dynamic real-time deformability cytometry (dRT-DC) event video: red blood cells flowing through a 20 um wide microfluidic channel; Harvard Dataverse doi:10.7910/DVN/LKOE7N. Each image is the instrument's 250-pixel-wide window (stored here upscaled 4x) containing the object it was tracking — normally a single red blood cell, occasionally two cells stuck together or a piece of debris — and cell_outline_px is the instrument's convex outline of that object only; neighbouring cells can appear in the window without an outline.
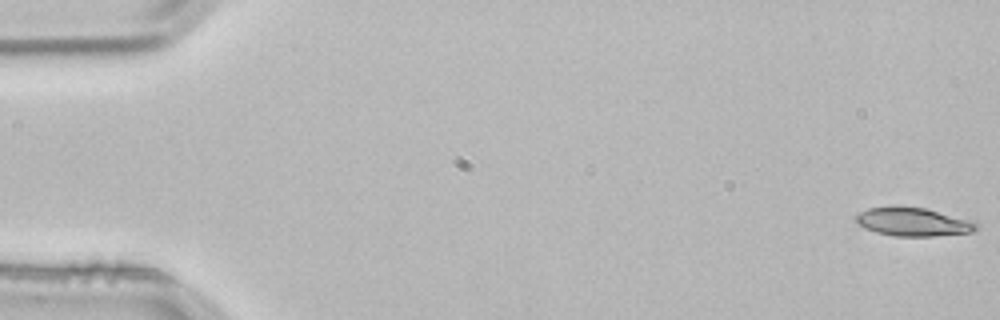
{"species": "common noctule bat (a hibernating species)", "species_latin": "Nyctalus noctula", "temperature_condition": "room temperature", "stored_images_in_passage": 4, "camera_frame_rate_fps": 3000, "um_per_image_px": 0.085, "animal": {"sex": "male", "body_mass_g": 21.5, "forearm_length_mm": 52.0}, "frame": {"image": 1, "passage_image": 1, "time_ms": 0.0, "image_size_px": [1000, 320], "cell_outline_px": [[976, 228], [972, 232], [936, 236], [896, 236], [876, 232], [864, 228], [856, 224], [856, 216], [860, 212], [868, 208], [924, 208], [976, 220]], "centroid_in_image_um": [77.66, 18.88], "position_along_channel_um": 7.3, "area_um2": 19.65}}
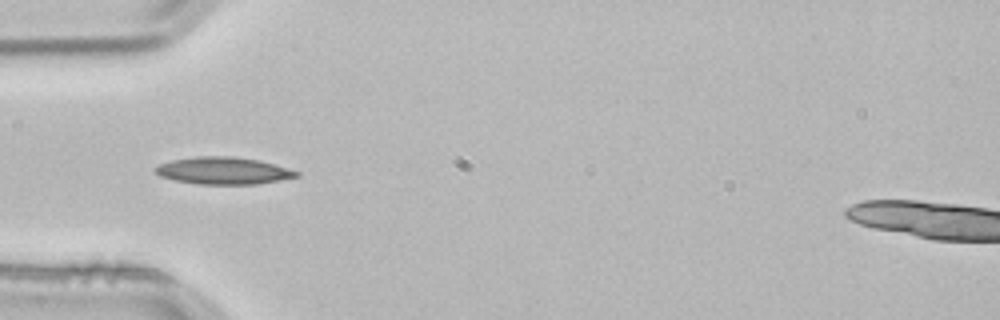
{"frame": {"image": 2, "passage_image": 4, "time_ms": 1.0, "image_size_px": [1000, 320], "cell_outline_px": [[300, 176], [256, 184], [200, 184], [176, 180], [160, 176], [152, 168], [160, 164], [172, 160], [196, 156], [232, 156], [260, 160], [288, 168], [300, 172]], "centroid_in_image_um": [18.99, 14.5], "position_along_channel_um": 66.0, "area_um2": 22.25}}